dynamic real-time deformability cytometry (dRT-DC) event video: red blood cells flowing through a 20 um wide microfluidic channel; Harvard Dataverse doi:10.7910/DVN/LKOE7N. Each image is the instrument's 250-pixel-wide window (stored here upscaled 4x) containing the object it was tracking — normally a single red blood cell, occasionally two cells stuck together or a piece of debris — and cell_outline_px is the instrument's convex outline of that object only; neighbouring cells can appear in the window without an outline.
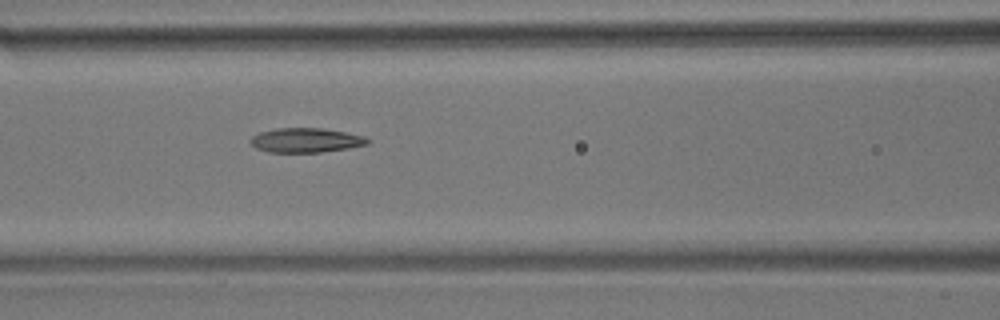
{"species": "common noctule bat (a hibernating species)", "species_latin": "Nyctalus noctula", "temperature_condition": "room temperature", "stored_images_in_passage": 8, "camera_frame_rate_fps": 3000, "um_per_image_px": 0.085, "animal": {"sex": "male", "body_mass_g": 17.9}, "frame": {"image": 1, "passage_image": 8, "time_ms": 9.0, "image_size_px": [1000, 320], "cell_outline_px": [[372, 140], [368, 144], [348, 148], [320, 152], [268, 152], [256, 148], [248, 140], [252, 136], [260, 132], [276, 128], [324, 128], [364, 136]], "centroid_in_image_um": [25.99, 11.91], "position_along_channel_um": 140.6, "area_um2": 16.7}}